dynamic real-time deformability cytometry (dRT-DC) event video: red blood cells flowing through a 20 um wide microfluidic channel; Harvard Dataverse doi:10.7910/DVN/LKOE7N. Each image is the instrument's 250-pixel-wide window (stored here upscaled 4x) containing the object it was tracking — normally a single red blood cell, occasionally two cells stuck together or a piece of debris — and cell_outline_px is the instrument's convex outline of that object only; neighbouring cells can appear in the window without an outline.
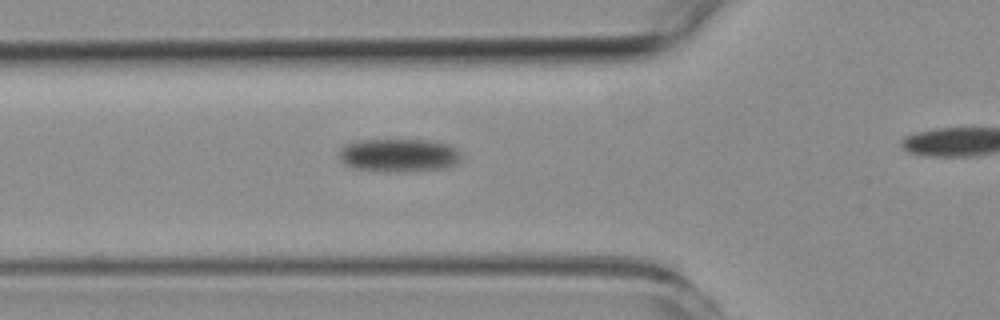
{"species": "common noctule bat (a hibernating species)", "species_latin": "Nyctalus noctula", "temperature_condition": "room temperature", "stored_images_in_passage": 5, "segment_of_instrument_passage": [1, 2], "camera_frame_rate_fps": 3000, "um_per_image_px": 0.085, "animal": {"sex": "female", "body_mass_g": 19.3, "forearm_length_mm": 54.1}, "frame": {"image": 1, "passage_image": 4, "time_ms": 4.333, "image_size_px": [1000, 320], "cell_outline_px": [[460, 160], [456, 164], [448, 168], [404, 172], [388, 172], [356, 168], [344, 164], [340, 156], [340, 148], [348, 144], [360, 140], [428, 140], [452, 144], [460, 152]], "centroid_in_image_um": [33.97, 13.2], "position_along_channel_um": 91.8, "area_um2": 23.81}}